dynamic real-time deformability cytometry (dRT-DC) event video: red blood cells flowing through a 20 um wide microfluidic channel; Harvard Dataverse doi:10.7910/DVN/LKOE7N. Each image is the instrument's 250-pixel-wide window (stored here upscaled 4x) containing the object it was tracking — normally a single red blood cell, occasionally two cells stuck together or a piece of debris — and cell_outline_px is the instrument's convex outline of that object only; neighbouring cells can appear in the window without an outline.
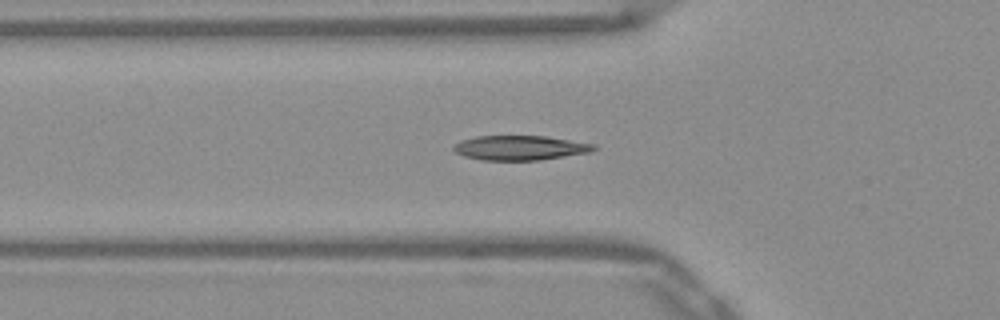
{"species": "Egyptian fruit bat (a non-hibernating species)", "species_latin": "Rousettus aegyptiacus", "temperature_condition": "warm", "stored_images_in_passage": 46, "camera_frame_rate_fps": 3000, "um_per_image_px": 0.085, "frame": {"image": 1, "passage_image": 11, "time_ms": 3.333, "image_size_px": [1000, 320], "cell_outline_px": [[596, 148], [592, 152], [540, 160], [480, 160], [464, 156], [456, 152], [452, 148], [460, 140], [476, 136], [544, 136], [596, 144]], "centroid_in_image_um": [44.21, 12.57], "position_along_channel_um": 81.6, "area_um2": 20.11}}
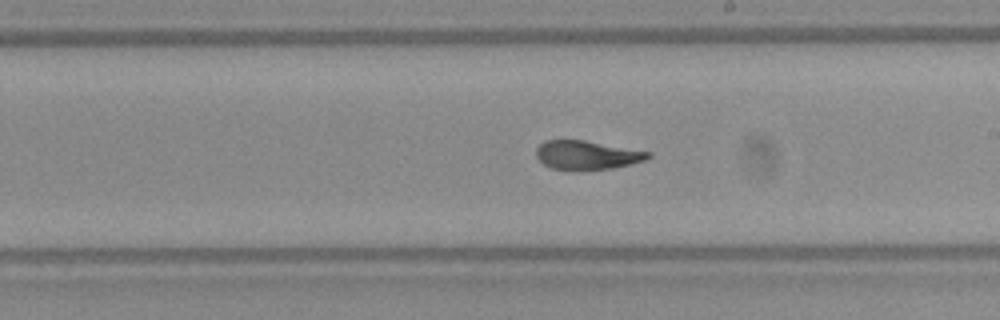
{"frame": {"image": 2, "passage_image": 23, "time_ms": 7.333, "image_size_px": [1000, 320], "cell_outline_px": [[652, 156], [644, 160], [632, 164], [612, 168], [552, 168], [544, 164], [536, 156], [536, 148], [544, 140], [584, 140], [652, 152]], "centroid_in_image_um": [49.91, 13.14], "position_along_channel_um": 239.1, "area_um2": 18.32}}
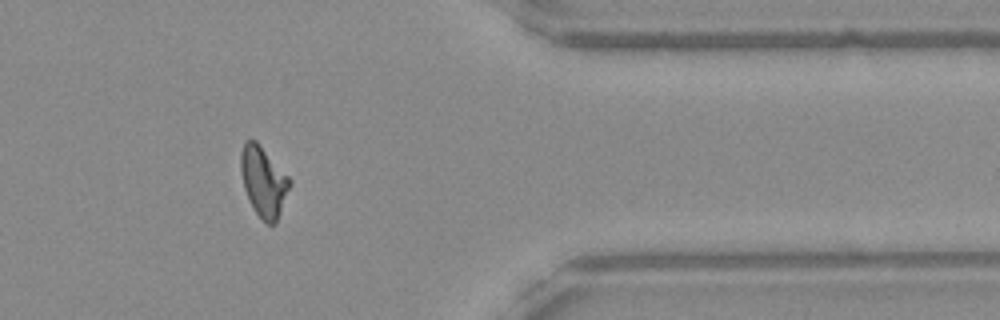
{"frame": {"image": 3, "passage_image": 36, "time_ms": 11.667, "image_size_px": [1000, 320], "cell_outline_px": [[292, 184], [276, 224], [268, 224], [256, 212], [244, 188], [240, 172], [240, 152], [244, 144], [248, 140], [256, 140], [292, 180]], "centroid_in_image_um": [22.42, 15.42], "position_along_channel_um": 389.0, "area_um2": 19.88}, "authors_computed_cell_mechanics": {"area_um2": 19.6809, "velocity_mm_per_s": 3.9065, "shape_relaxation_time_tau1_ms": 4.0347, "shape_relaxation_time_tau2_ms": 1.6001, "deformation_change_tau1": 0.1777, "deformation_change_tau2": 0.0752}}